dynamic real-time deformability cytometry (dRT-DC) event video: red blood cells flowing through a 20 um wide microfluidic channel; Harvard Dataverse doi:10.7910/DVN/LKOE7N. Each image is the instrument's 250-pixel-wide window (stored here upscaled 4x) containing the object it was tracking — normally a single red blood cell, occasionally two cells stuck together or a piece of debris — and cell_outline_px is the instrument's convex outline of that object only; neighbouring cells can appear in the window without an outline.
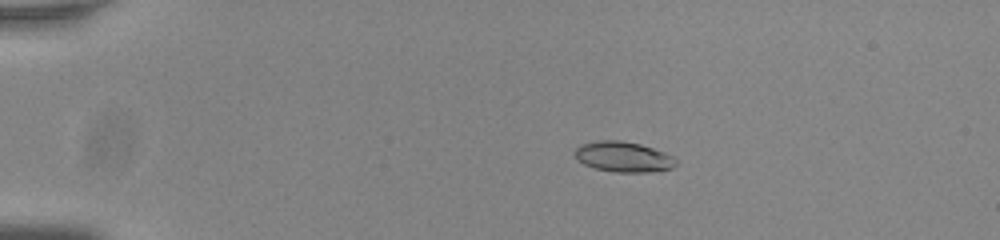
{"species": "common noctule bat (a hibernating species)", "species_latin": "Nyctalus noctula", "temperature_condition": "room temperature", "stored_images_in_passage": 57, "camera_frame_rate_fps": 3000, "um_per_image_px": 0.085, "animal": {"sex": "male", "body_mass_g": 20.0, "forearm_length_mm": 53.3}, "frame": {"image": 1, "passage_image": 13, "time_ms": 4.0, "image_size_px": [1000, 240], "cell_outline_px": [[676, 164], [672, 168], [648, 172], [616, 172], [596, 168], [584, 164], [576, 156], [576, 148], [580, 144], [596, 140], [620, 140], [640, 144], [676, 156]], "centroid_in_image_um": [53.02, 13.32], "position_along_channel_um": 32.0, "area_um2": 17.8}}
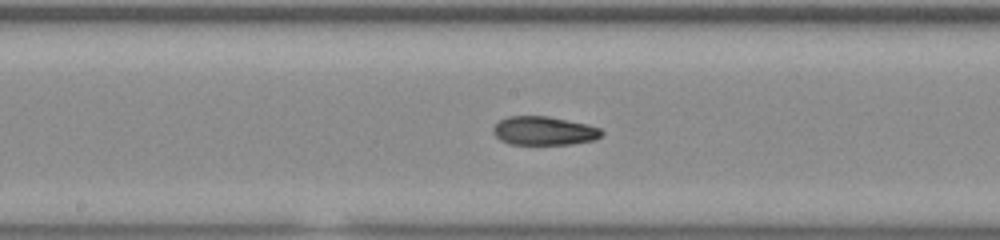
{"frame": {"image": 2, "passage_image": 32, "time_ms": 10.333, "image_size_px": [1000, 240], "cell_outline_px": [[604, 132], [596, 140], [572, 144], [508, 144], [500, 140], [492, 132], [492, 128], [500, 120], [508, 116], [548, 116], [588, 124], [600, 128]], "centroid_in_image_um": [46.25, 11.12], "position_along_channel_um": 202.0, "area_um2": 18.26}}
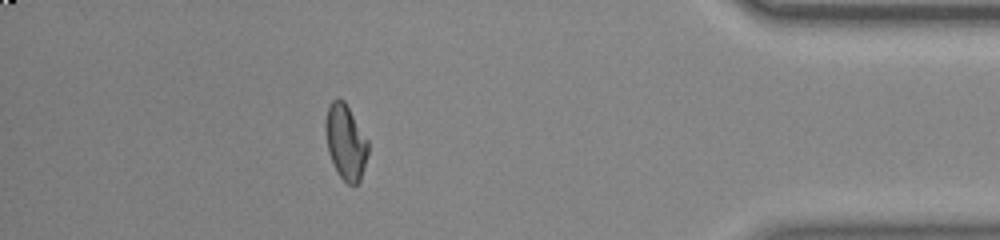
{"frame": {"image": 3, "passage_image": 51, "time_ms": 16.667, "image_size_px": [1000, 240], "cell_outline_px": [[368, 152], [360, 180], [356, 184], [348, 184], [336, 172], [328, 152], [324, 132], [324, 120], [328, 104], [336, 96], [344, 100], [368, 140]], "centroid_in_image_um": [29.34, 12.02], "position_along_channel_um": 405.9, "area_um2": 18.9}, "authors_computed_cell_mechanics": {"area_um2": 18.2648, "velocity_mm_per_s": 3.8063, "shape_relaxation_time_tau1_ms": null, "shape_relaxation_time_tau2_ms": 3.0168, "deformation_change_tau1": null, "deformation_change_tau2": 0.0857}}